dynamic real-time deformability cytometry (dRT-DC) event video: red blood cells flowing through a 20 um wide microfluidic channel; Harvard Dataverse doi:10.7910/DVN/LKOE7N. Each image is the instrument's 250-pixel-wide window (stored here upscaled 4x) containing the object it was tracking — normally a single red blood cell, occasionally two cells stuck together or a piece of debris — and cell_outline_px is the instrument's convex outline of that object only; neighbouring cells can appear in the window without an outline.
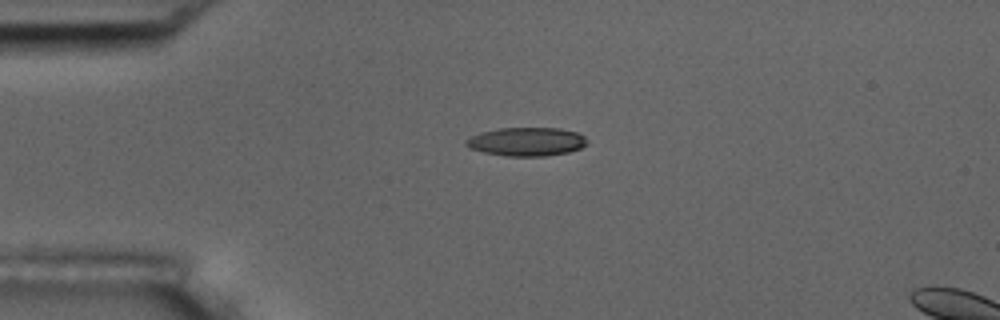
{"species": "common noctule bat (a hibernating species)", "species_latin": "Nyctalus noctula", "temperature_condition": "room temperature", "stored_images_in_passage": 5, "camera_frame_rate_fps": 3000, "um_per_image_px": 0.085, "animal": {"sex": "male", "body_mass_g": 17.5, "forearm_length_mm": 52.3}, "frame": {"image": 1, "passage_image": 5, "time_ms": 5.0, "image_size_px": [1000, 320], "cell_outline_px": [[588, 144], [580, 148], [568, 152], [544, 156], [504, 156], [484, 152], [468, 148], [464, 144], [464, 140], [480, 132], [500, 128], [560, 128], [576, 132], [584, 136], [588, 140]], "centroid_in_image_um": [44.74, 12.04], "position_along_channel_um": 40.3, "area_um2": 20.29}}